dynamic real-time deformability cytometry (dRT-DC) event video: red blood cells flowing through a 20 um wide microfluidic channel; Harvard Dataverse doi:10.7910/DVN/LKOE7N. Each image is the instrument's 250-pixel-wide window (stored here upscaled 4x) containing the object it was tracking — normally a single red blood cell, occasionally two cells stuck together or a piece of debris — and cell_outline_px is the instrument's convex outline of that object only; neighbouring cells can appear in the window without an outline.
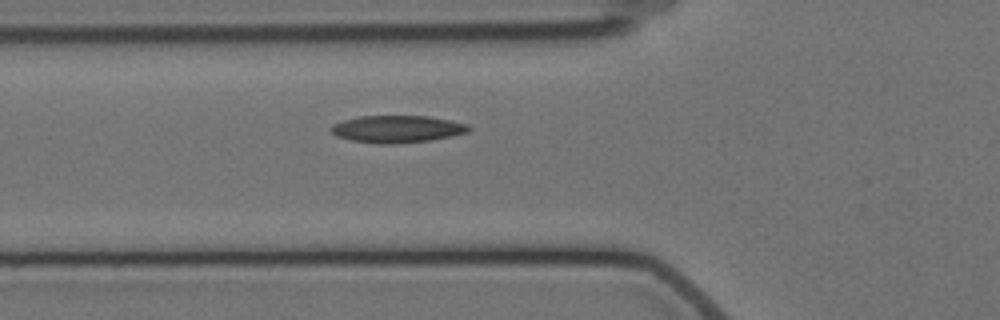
{"species": "Egyptian fruit bat (a non-hibernating species)", "species_latin": "Rousettus aegyptiacus", "temperature_condition": "cold", "stored_images_in_passage": 2, "camera_frame_rate_fps": 3000, "um_per_image_px": 0.085, "animal": {"sex": "female"}, "frame": {"image": 1, "passage_image": 2, "time_ms": 2.0, "image_size_px": [1000, 320], "cell_outline_px": [[472, 128], [468, 132], [452, 136], [432, 140], [392, 144], [380, 144], [352, 140], [336, 136], [328, 128], [332, 124], [344, 120], [360, 116], [428, 116], [468, 124]], "centroid_in_image_um": [33.76, 10.97], "position_along_channel_um": 92.0, "area_um2": 21.85}}